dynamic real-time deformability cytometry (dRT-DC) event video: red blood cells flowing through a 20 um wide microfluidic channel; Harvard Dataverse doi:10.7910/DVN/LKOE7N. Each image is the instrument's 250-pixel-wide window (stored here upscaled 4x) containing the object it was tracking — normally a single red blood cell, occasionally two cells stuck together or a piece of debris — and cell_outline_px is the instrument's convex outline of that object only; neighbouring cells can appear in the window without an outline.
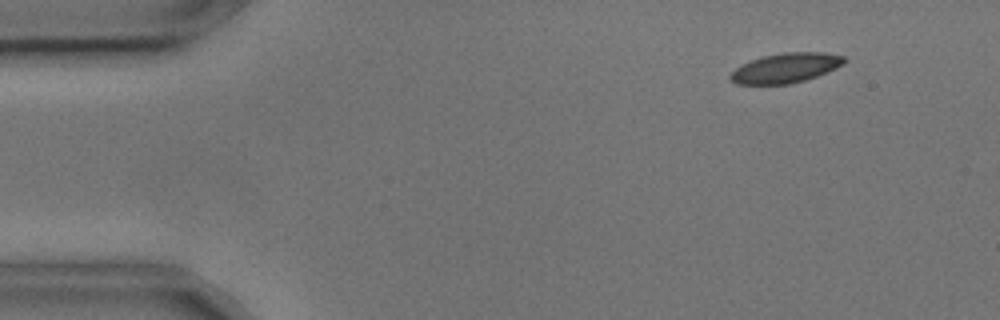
{"species": "common noctule bat (a hibernating species)", "species_latin": "Nyctalus noctula", "temperature_condition": "cold", "stored_images_in_passage": 5, "camera_frame_rate_fps": 3000, "um_per_image_px": 0.085, "animal": {"sex": "male", "body_mass_g": 17.9, "forearm_length_mm": 54.2}, "frame": {"image": 1, "passage_image": 2, "time_ms": 0.333, "image_size_px": [1000, 320], "cell_outline_px": [[848, 60], [844, 64], [836, 68], [816, 76], [792, 84], [736, 84], [728, 76], [736, 68], [752, 60], [764, 56], [784, 52], [824, 52], [844, 56]], "centroid_in_image_um": [66.83, 5.77], "position_along_channel_um": 18.2, "area_um2": 19.59}}